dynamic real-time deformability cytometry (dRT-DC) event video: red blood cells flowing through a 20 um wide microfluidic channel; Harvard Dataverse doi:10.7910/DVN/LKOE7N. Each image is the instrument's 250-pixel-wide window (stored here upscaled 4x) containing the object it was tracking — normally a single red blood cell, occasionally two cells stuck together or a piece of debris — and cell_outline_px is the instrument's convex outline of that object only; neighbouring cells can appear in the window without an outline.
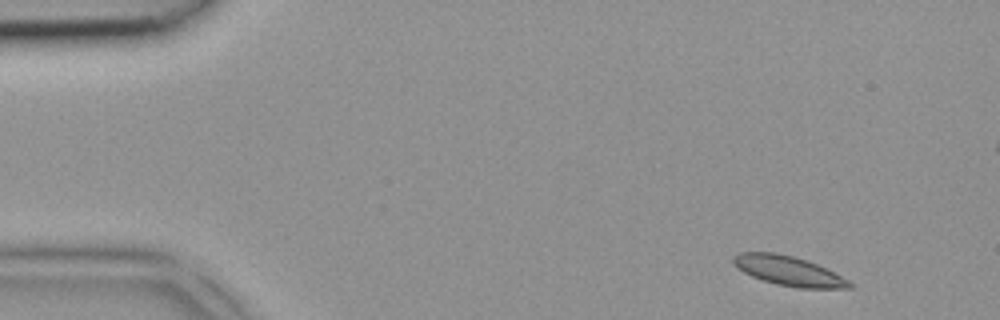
{"species": "common noctule bat (a hibernating species)", "species_latin": "Nyctalus noctula", "temperature_condition": "room temperature", "stored_images_in_passage": 4, "camera_frame_rate_fps": 3000, "um_per_image_px": 0.085, "animal": {"sex": "female", "body_mass_g": 18.4}, "frame": {"image": 1, "passage_image": 1, "time_ms": 0.0, "image_size_px": [1000, 320], "cell_outline_px": [[856, 284], [852, 288], [796, 288], [776, 284], [752, 276], [736, 268], [732, 260], [732, 256], [740, 252], [776, 252], [808, 260]], "centroid_in_image_um": [67.01, 23.02], "position_along_channel_um": 18.0, "area_um2": 20.0}}